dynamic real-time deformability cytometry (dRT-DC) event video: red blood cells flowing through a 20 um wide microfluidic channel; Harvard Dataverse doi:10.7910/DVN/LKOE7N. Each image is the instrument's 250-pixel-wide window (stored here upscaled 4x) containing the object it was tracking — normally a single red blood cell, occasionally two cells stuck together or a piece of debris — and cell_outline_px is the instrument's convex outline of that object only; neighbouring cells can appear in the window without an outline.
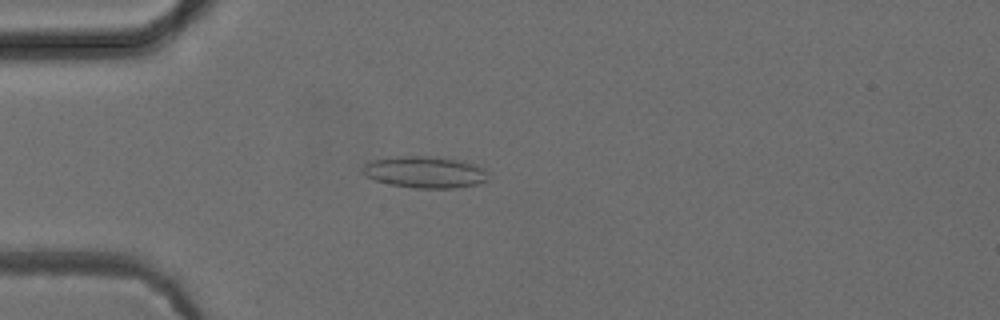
{"species": "common noctule bat (a hibernating species)", "species_latin": "Nyctalus noctula", "temperature_condition": "cold", "stored_images_in_passage": 37, "camera_frame_rate_fps": 3000, "um_per_image_px": 0.085, "animal": {"sex": "female", "body_mass_g": 24.6, "forearm_length_mm": 56.2}, "frame": {"image": 1, "passage_image": 3, "time_ms": 0.667, "image_size_px": [1000, 320], "cell_outline_px": [[488, 180], [476, 184], [456, 188], [416, 188], [392, 184], [376, 180], [368, 176], [360, 168], [368, 160], [396, 156], [428, 156], [464, 160], [488, 168]], "centroid_in_image_um": [36.17, 14.61], "position_along_channel_um": 48.8, "area_um2": 23.47}}
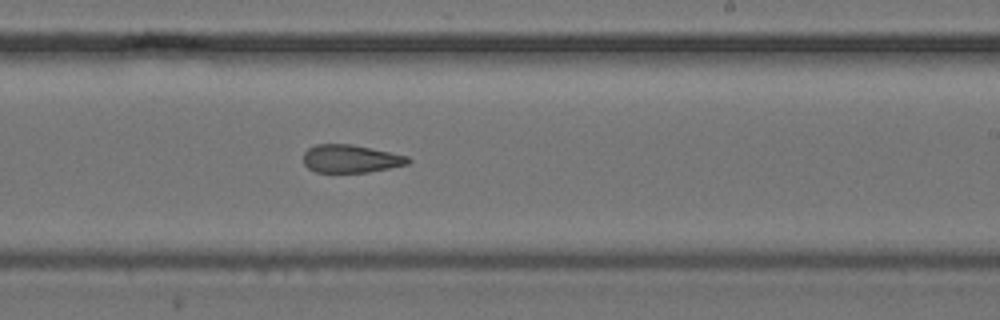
{"frame": {"image": 2, "passage_image": 20, "time_ms": 6.333, "image_size_px": [1000, 320], "cell_outline_px": [[412, 160], [408, 164], [368, 172], [316, 172], [308, 168], [304, 164], [304, 152], [308, 148], [316, 144], [352, 144], [408, 156]], "centroid_in_image_um": [29.8, 13.49], "position_along_channel_um": 259.2, "area_um2": 16.99}}
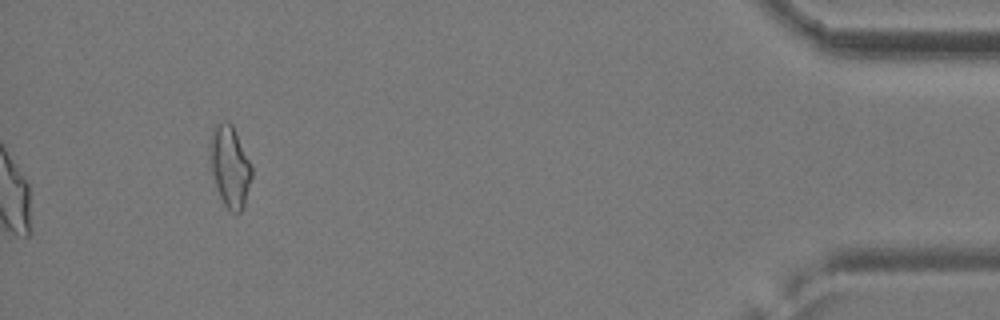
{"frame": {"image": 3, "passage_image": 37, "time_ms": 12.0, "image_size_px": [1000, 320], "cell_outline_px": [[252, 176], [244, 208], [236, 216], [224, 204], [220, 196], [212, 172], [208, 156], [208, 144], [212, 128], [216, 124], [224, 120], [228, 120], [232, 124], [252, 168]], "centroid_in_image_um": [19.51, 14.13], "position_along_channel_um": 415.7, "area_um2": 20.0}, "authors_computed_cell_mechanics": {"area_um2": 18.5538, "velocity_mm_per_s": 3.9652, "shape_relaxation_time_tau1_ms": 10.4673, "shape_relaxation_time_tau2_ms": 2.0989, "deformation_change_tau1": 0.2142, "deformation_change_tau2": 0.1112}}